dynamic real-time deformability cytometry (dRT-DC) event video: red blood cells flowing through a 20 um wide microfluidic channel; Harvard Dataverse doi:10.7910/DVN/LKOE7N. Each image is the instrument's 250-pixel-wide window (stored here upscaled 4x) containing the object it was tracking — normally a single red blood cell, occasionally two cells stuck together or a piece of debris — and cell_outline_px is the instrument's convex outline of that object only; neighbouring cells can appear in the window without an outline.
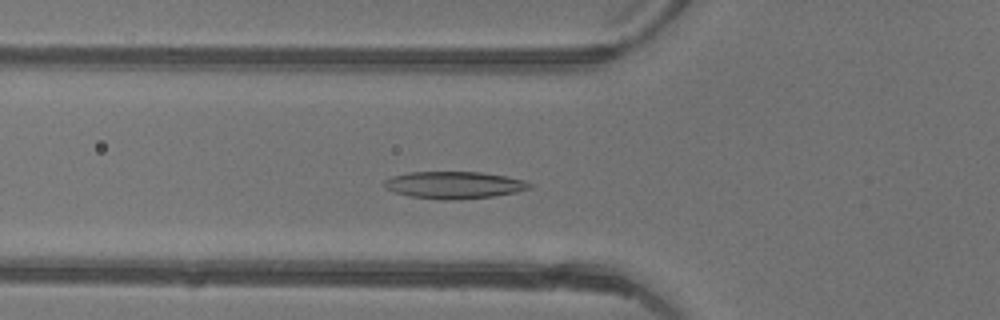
{"species": "common noctule bat (a hibernating species)", "species_latin": "Nyctalus noctula", "temperature_condition": "warm", "stored_images_in_passage": 45, "camera_frame_rate_fps": 3000, "um_per_image_px": 0.085, "animal": {"sex": "female"}, "frame": {"image": 1, "passage_image": 15, "time_ms": 4.667, "image_size_px": [1000, 320], "cell_outline_px": [[532, 188], [516, 192], [496, 196], [460, 200], [444, 200], [408, 196], [384, 188], [384, 180], [392, 176], [408, 172], [480, 172], [504, 176], [524, 180], [532, 184]], "centroid_in_image_um": [38.6, 15.73], "position_along_channel_um": 87.2, "area_um2": 23.12}}
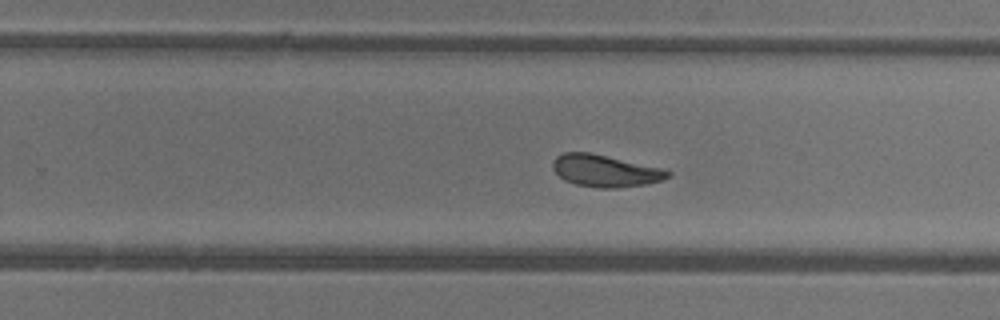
{"frame": {"image": 2, "passage_image": 28, "time_ms": 9.0, "image_size_px": [1000, 320], "cell_outline_px": [[672, 176], [664, 180], [648, 184], [616, 188], [596, 188], [576, 184], [564, 180], [552, 168], [552, 160], [556, 156], [564, 152], [592, 152], [664, 168], [672, 172]], "centroid_in_image_um": [51.49, 14.51], "position_along_channel_um": 278.3, "area_um2": 21.96}}
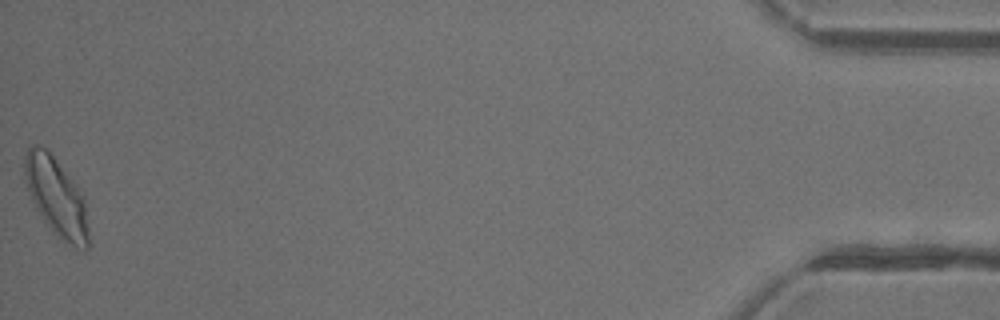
{"frame": {"image": 3, "passage_image": 45, "time_ms": 14.667, "image_size_px": [1000, 320], "cell_outline_px": [[92, 244], [84, 252], [64, 244], [52, 232], [36, 208], [32, 200], [28, 188], [24, 172], [24, 156], [28, 148], [32, 144], [36, 144], [44, 148], [52, 156], [76, 188], [84, 200]], "centroid_in_image_um": [4.82, 16.89], "position_along_channel_um": 430.4, "area_um2": 29.07}, "authors_computed_cell_mechanics": {"area_um2": 22.6576, "velocity_mm_per_s": 4.4049, "shape_relaxation_time_tau1_ms": 2.6677, "shape_relaxation_time_tau2_ms": 1.6209, "deformation_change_tau1": 0.1159, "deformation_change_tau2": 0.0737}}